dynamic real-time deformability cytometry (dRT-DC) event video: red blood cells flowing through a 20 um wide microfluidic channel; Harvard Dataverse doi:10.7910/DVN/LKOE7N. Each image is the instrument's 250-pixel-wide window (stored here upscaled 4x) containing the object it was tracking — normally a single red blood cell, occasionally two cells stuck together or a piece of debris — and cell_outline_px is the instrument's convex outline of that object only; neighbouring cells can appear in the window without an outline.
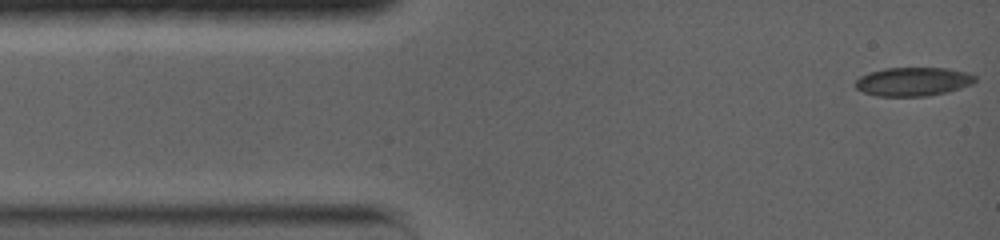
{"species": "common noctule bat (a hibernating species)", "species_latin": "Nyctalus noctula", "temperature_condition": "warm", "stored_images_in_passage": 10, "camera_frame_rate_fps": 5000, "um_per_image_px": 0.085, "animal": {"sex": "female", "body_mass_g": 19.0, "forearm_length_mm": 56.7}, "frame": {"image": 1, "passage_image": 1, "time_ms": 0.0, "image_size_px": [1000, 240], "cell_outline_px": [[976, 80], [972, 84], [960, 88], [944, 92], [924, 96], [876, 96], [864, 92], [856, 88], [856, 80], [860, 76], [868, 72], [884, 68], [948, 68], [964, 72], [976, 76]], "centroid_in_image_um": [77.58, 6.93], "position_along_channel_um": 7.4, "area_um2": 19.88}}
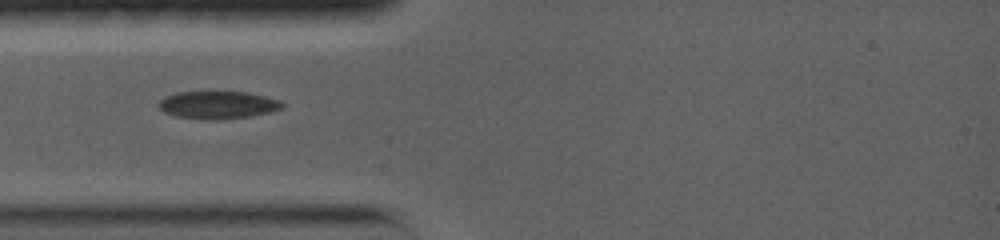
{"frame": {"image": 2, "passage_image": 8, "time_ms": 3.6, "image_size_px": [1000, 240], "cell_outline_px": [[284, 104], [280, 108], [272, 112], [248, 116], [220, 120], [204, 120], [176, 116], [164, 112], [156, 104], [164, 96], [176, 92], [204, 88], [248, 92], [280, 100]], "centroid_in_image_um": [18.44, 8.86], "position_along_channel_um": 66.6, "area_um2": 21.04}}
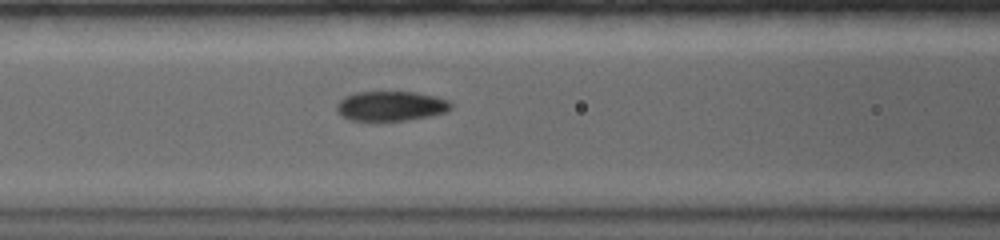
{"frame": {"image": 3, "passage_image": 10, "time_ms": 5.4, "image_size_px": [1000, 240], "cell_outline_px": [[452, 108], [448, 112], [432, 116], [408, 120], [352, 120], [336, 112], [336, 104], [344, 96], [356, 92], [416, 92], [436, 96], [448, 100], [452, 104]], "centroid_in_image_um": [33.26, 9.0], "position_along_channel_um": 133.3, "area_um2": 19.94}}